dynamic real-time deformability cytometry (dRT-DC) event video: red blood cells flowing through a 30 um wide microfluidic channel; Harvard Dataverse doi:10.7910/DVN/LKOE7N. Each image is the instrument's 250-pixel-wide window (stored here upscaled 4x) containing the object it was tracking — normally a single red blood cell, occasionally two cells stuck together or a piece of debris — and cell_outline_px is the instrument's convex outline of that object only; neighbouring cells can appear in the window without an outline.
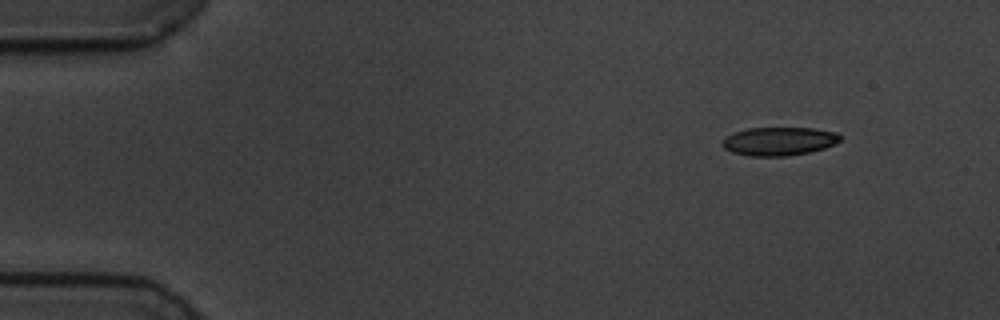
{"species": "common noctule bat (a hibernating species)", "species_latin": "Nyctalus noctula", "temperature_condition": "cold", "stored_images_in_passage": 53, "camera_frame_rate_fps": 3000, "um_per_image_px": 0.085, "animal": {"sex": "male", "body_mass_g": 19.5, "forearm_length_mm": 54.6}, "frame": {"image": 1, "passage_image": 1, "time_ms": 0.0, "image_size_px": [1000, 320], "cell_outline_px": [[844, 136], [836, 144], [824, 148], [808, 152], [788, 156], [748, 156], [732, 152], [724, 148], [720, 144], [720, 140], [724, 136], [748, 128], [812, 128], [836, 132]], "centroid_in_image_um": [66.2, 12.01], "position_along_channel_um": 18.8, "area_um2": 19.77}}
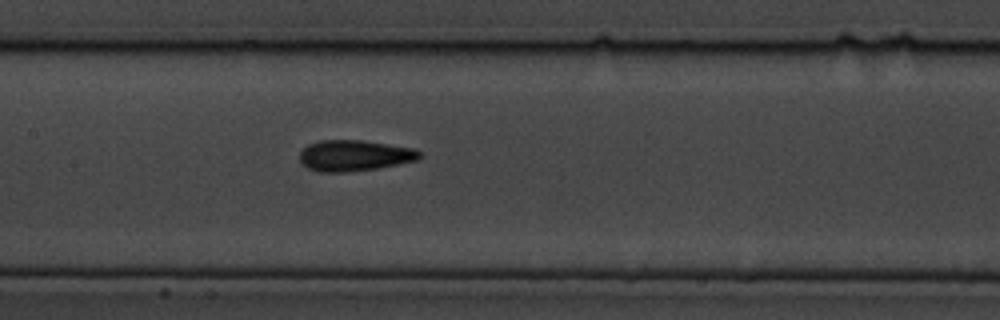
{"frame": {"image": 2, "passage_image": 23, "time_ms": 7.333, "image_size_px": [1000, 320], "cell_outline_px": [[424, 156], [416, 160], [376, 168], [344, 172], [320, 172], [308, 168], [300, 164], [300, 152], [308, 144], [320, 140], [360, 140], [388, 144], [412, 148], [420, 152]], "centroid_in_image_um": [30.08, 13.22], "position_along_channel_um": 177.3, "area_um2": 21.5}}
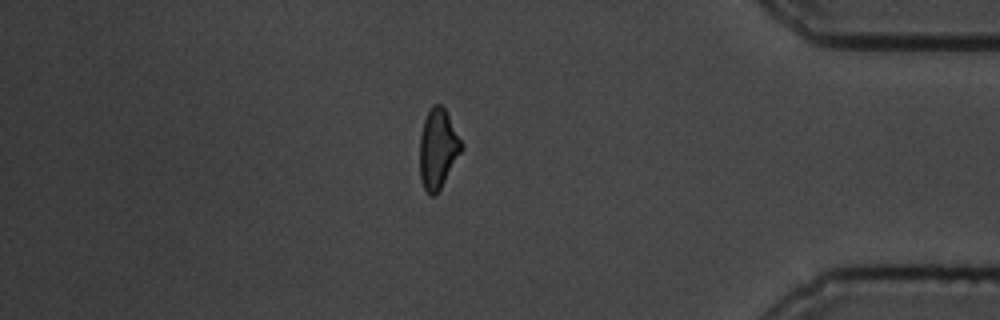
{"frame": {"image": 3, "passage_image": 45, "time_ms": 14.667, "image_size_px": [1000, 320], "cell_outline_px": [[464, 148], [440, 188], [432, 196], [424, 188], [420, 180], [420, 136], [424, 120], [432, 104], [440, 104], [444, 108], [464, 144]], "centroid_in_image_um": [37.23, 12.62], "position_along_channel_um": 398.0, "area_um2": 19.19}, "authors_computed_cell_mechanics": {"area_um2": 20.519, "velocity_mm_per_s": 3.4358, "shape_relaxation_time_tau1_ms": 7.9995, "shape_relaxation_time_tau2_ms": 2.7892, "deformation_change_tau1": 0.1627, "deformation_change_tau2": 0.11}}